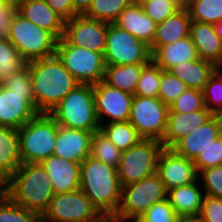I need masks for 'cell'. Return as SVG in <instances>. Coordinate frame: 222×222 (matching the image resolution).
<instances>
[{
  "mask_svg": "<svg viewBox=\"0 0 222 222\" xmlns=\"http://www.w3.org/2000/svg\"><path fill=\"white\" fill-rule=\"evenodd\" d=\"M32 94L39 113H49L72 89L80 84L55 54L27 63Z\"/></svg>",
  "mask_w": 222,
  "mask_h": 222,
  "instance_id": "1",
  "label": "cell"
},
{
  "mask_svg": "<svg viewBox=\"0 0 222 222\" xmlns=\"http://www.w3.org/2000/svg\"><path fill=\"white\" fill-rule=\"evenodd\" d=\"M79 189L106 219L119 209L122 186L116 167L89 155L80 163Z\"/></svg>",
  "mask_w": 222,
  "mask_h": 222,
  "instance_id": "2",
  "label": "cell"
},
{
  "mask_svg": "<svg viewBox=\"0 0 222 222\" xmlns=\"http://www.w3.org/2000/svg\"><path fill=\"white\" fill-rule=\"evenodd\" d=\"M54 195L51 181L41 163H21L10 176L8 196L40 217Z\"/></svg>",
  "mask_w": 222,
  "mask_h": 222,
  "instance_id": "3",
  "label": "cell"
},
{
  "mask_svg": "<svg viewBox=\"0 0 222 222\" xmlns=\"http://www.w3.org/2000/svg\"><path fill=\"white\" fill-rule=\"evenodd\" d=\"M48 114L62 127L100 130L92 84H78Z\"/></svg>",
  "mask_w": 222,
  "mask_h": 222,
  "instance_id": "4",
  "label": "cell"
},
{
  "mask_svg": "<svg viewBox=\"0 0 222 222\" xmlns=\"http://www.w3.org/2000/svg\"><path fill=\"white\" fill-rule=\"evenodd\" d=\"M58 124L48 113H38L18 129L21 163H41L54 153Z\"/></svg>",
  "mask_w": 222,
  "mask_h": 222,
  "instance_id": "5",
  "label": "cell"
},
{
  "mask_svg": "<svg viewBox=\"0 0 222 222\" xmlns=\"http://www.w3.org/2000/svg\"><path fill=\"white\" fill-rule=\"evenodd\" d=\"M167 199V190L159 175L154 173L139 182L122 186L121 202L111 218L116 222H135L151 205Z\"/></svg>",
  "mask_w": 222,
  "mask_h": 222,
  "instance_id": "6",
  "label": "cell"
},
{
  "mask_svg": "<svg viewBox=\"0 0 222 222\" xmlns=\"http://www.w3.org/2000/svg\"><path fill=\"white\" fill-rule=\"evenodd\" d=\"M7 39L27 63L55 55L58 41L52 33L25 19L18 12L12 19Z\"/></svg>",
  "mask_w": 222,
  "mask_h": 222,
  "instance_id": "7",
  "label": "cell"
},
{
  "mask_svg": "<svg viewBox=\"0 0 222 222\" xmlns=\"http://www.w3.org/2000/svg\"><path fill=\"white\" fill-rule=\"evenodd\" d=\"M163 145L156 139H141L136 145L122 151L117 173L121 186L139 182L156 173Z\"/></svg>",
  "mask_w": 222,
  "mask_h": 222,
  "instance_id": "8",
  "label": "cell"
},
{
  "mask_svg": "<svg viewBox=\"0 0 222 222\" xmlns=\"http://www.w3.org/2000/svg\"><path fill=\"white\" fill-rule=\"evenodd\" d=\"M55 54L80 84L94 85L103 81L105 62L102 53L70 45L62 37L57 41Z\"/></svg>",
  "mask_w": 222,
  "mask_h": 222,
  "instance_id": "9",
  "label": "cell"
},
{
  "mask_svg": "<svg viewBox=\"0 0 222 222\" xmlns=\"http://www.w3.org/2000/svg\"><path fill=\"white\" fill-rule=\"evenodd\" d=\"M106 218L80 190L55 194L41 222H103Z\"/></svg>",
  "mask_w": 222,
  "mask_h": 222,
  "instance_id": "10",
  "label": "cell"
},
{
  "mask_svg": "<svg viewBox=\"0 0 222 222\" xmlns=\"http://www.w3.org/2000/svg\"><path fill=\"white\" fill-rule=\"evenodd\" d=\"M103 56L105 65L147 64L152 60L150 46L113 23L107 24Z\"/></svg>",
  "mask_w": 222,
  "mask_h": 222,
  "instance_id": "11",
  "label": "cell"
},
{
  "mask_svg": "<svg viewBox=\"0 0 222 222\" xmlns=\"http://www.w3.org/2000/svg\"><path fill=\"white\" fill-rule=\"evenodd\" d=\"M169 107L158 97H133L129 122L143 139L161 141L167 128Z\"/></svg>",
  "mask_w": 222,
  "mask_h": 222,
  "instance_id": "12",
  "label": "cell"
},
{
  "mask_svg": "<svg viewBox=\"0 0 222 222\" xmlns=\"http://www.w3.org/2000/svg\"><path fill=\"white\" fill-rule=\"evenodd\" d=\"M93 93L100 125L105 124V119H109L106 123L129 121L134 95L111 87L103 81L93 85Z\"/></svg>",
  "mask_w": 222,
  "mask_h": 222,
  "instance_id": "13",
  "label": "cell"
},
{
  "mask_svg": "<svg viewBox=\"0 0 222 222\" xmlns=\"http://www.w3.org/2000/svg\"><path fill=\"white\" fill-rule=\"evenodd\" d=\"M107 24L104 21L77 15L65 22L63 38L70 45L103 54L106 46Z\"/></svg>",
  "mask_w": 222,
  "mask_h": 222,
  "instance_id": "14",
  "label": "cell"
},
{
  "mask_svg": "<svg viewBox=\"0 0 222 222\" xmlns=\"http://www.w3.org/2000/svg\"><path fill=\"white\" fill-rule=\"evenodd\" d=\"M39 112L32 93H17L0 84V127L18 130Z\"/></svg>",
  "mask_w": 222,
  "mask_h": 222,
  "instance_id": "15",
  "label": "cell"
},
{
  "mask_svg": "<svg viewBox=\"0 0 222 222\" xmlns=\"http://www.w3.org/2000/svg\"><path fill=\"white\" fill-rule=\"evenodd\" d=\"M156 173L164 183L166 190L191 184L198 179L193 160L177 154L172 148H163L161 151Z\"/></svg>",
  "mask_w": 222,
  "mask_h": 222,
  "instance_id": "16",
  "label": "cell"
},
{
  "mask_svg": "<svg viewBox=\"0 0 222 222\" xmlns=\"http://www.w3.org/2000/svg\"><path fill=\"white\" fill-rule=\"evenodd\" d=\"M222 135V117L213 115L206 123L180 139L172 149L187 159L194 160L213 140Z\"/></svg>",
  "mask_w": 222,
  "mask_h": 222,
  "instance_id": "17",
  "label": "cell"
},
{
  "mask_svg": "<svg viewBox=\"0 0 222 222\" xmlns=\"http://www.w3.org/2000/svg\"><path fill=\"white\" fill-rule=\"evenodd\" d=\"M49 177L54 194H63L79 189L80 163L51 155L41 162Z\"/></svg>",
  "mask_w": 222,
  "mask_h": 222,
  "instance_id": "18",
  "label": "cell"
},
{
  "mask_svg": "<svg viewBox=\"0 0 222 222\" xmlns=\"http://www.w3.org/2000/svg\"><path fill=\"white\" fill-rule=\"evenodd\" d=\"M94 132L58 125L53 155L81 163L90 155L91 137Z\"/></svg>",
  "mask_w": 222,
  "mask_h": 222,
  "instance_id": "19",
  "label": "cell"
},
{
  "mask_svg": "<svg viewBox=\"0 0 222 222\" xmlns=\"http://www.w3.org/2000/svg\"><path fill=\"white\" fill-rule=\"evenodd\" d=\"M213 116L205 108L191 113H168L167 128L160 141L164 148H172L180 139L204 125Z\"/></svg>",
  "mask_w": 222,
  "mask_h": 222,
  "instance_id": "20",
  "label": "cell"
},
{
  "mask_svg": "<svg viewBox=\"0 0 222 222\" xmlns=\"http://www.w3.org/2000/svg\"><path fill=\"white\" fill-rule=\"evenodd\" d=\"M200 183L197 179L191 184L167 190V200L179 218H197L200 214L204 197Z\"/></svg>",
  "mask_w": 222,
  "mask_h": 222,
  "instance_id": "21",
  "label": "cell"
},
{
  "mask_svg": "<svg viewBox=\"0 0 222 222\" xmlns=\"http://www.w3.org/2000/svg\"><path fill=\"white\" fill-rule=\"evenodd\" d=\"M189 36L199 58L213 63L216 67L222 63V41L213 24L191 21Z\"/></svg>",
  "mask_w": 222,
  "mask_h": 222,
  "instance_id": "22",
  "label": "cell"
},
{
  "mask_svg": "<svg viewBox=\"0 0 222 222\" xmlns=\"http://www.w3.org/2000/svg\"><path fill=\"white\" fill-rule=\"evenodd\" d=\"M113 24L126 30L148 46L152 45L157 23L143 12L141 5L130 4L120 13Z\"/></svg>",
  "mask_w": 222,
  "mask_h": 222,
  "instance_id": "23",
  "label": "cell"
},
{
  "mask_svg": "<svg viewBox=\"0 0 222 222\" xmlns=\"http://www.w3.org/2000/svg\"><path fill=\"white\" fill-rule=\"evenodd\" d=\"M191 17L184 5L163 22L157 24L155 37L150 46L151 53L158 47L171 44L189 36Z\"/></svg>",
  "mask_w": 222,
  "mask_h": 222,
  "instance_id": "24",
  "label": "cell"
},
{
  "mask_svg": "<svg viewBox=\"0 0 222 222\" xmlns=\"http://www.w3.org/2000/svg\"><path fill=\"white\" fill-rule=\"evenodd\" d=\"M17 12L38 27L52 33L58 40L63 37L65 21L45 0H28Z\"/></svg>",
  "mask_w": 222,
  "mask_h": 222,
  "instance_id": "25",
  "label": "cell"
},
{
  "mask_svg": "<svg viewBox=\"0 0 222 222\" xmlns=\"http://www.w3.org/2000/svg\"><path fill=\"white\" fill-rule=\"evenodd\" d=\"M199 58L190 36L171 44L158 47L152 53V60L163 70L169 71L177 64Z\"/></svg>",
  "mask_w": 222,
  "mask_h": 222,
  "instance_id": "26",
  "label": "cell"
},
{
  "mask_svg": "<svg viewBox=\"0 0 222 222\" xmlns=\"http://www.w3.org/2000/svg\"><path fill=\"white\" fill-rule=\"evenodd\" d=\"M216 70L217 67L213 63L197 58L177 64L169 72L181 79L188 88L203 91L209 78Z\"/></svg>",
  "mask_w": 222,
  "mask_h": 222,
  "instance_id": "27",
  "label": "cell"
},
{
  "mask_svg": "<svg viewBox=\"0 0 222 222\" xmlns=\"http://www.w3.org/2000/svg\"><path fill=\"white\" fill-rule=\"evenodd\" d=\"M145 65H105L103 82L134 95L142 68Z\"/></svg>",
  "mask_w": 222,
  "mask_h": 222,
  "instance_id": "28",
  "label": "cell"
},
{
  "mask_svg": "<svg viewBox=\"0 0 222 222\" xmlns=\"http://www.w3.org/2000/svg\"><path fill=\"white\" fill-rule=\"evenodd\" d=\"M20 165L18 130L0 127V169L10 177Z\"/></svg>",
  "mask_w": 222,
  "mask_h": 222,
  "instance_id": "29",
  "label": "cell"
},
{
  "mask_svg": "<svg viewBox=\"0 0 222 222\" xmlns=\"http://www.w3.org/2000/svg\"><path fill=\"white\" fill-rule=\"evenodd\" d=\"M100 131L121 151L128 150L143 139L129 121L100 125Z\"/></svg>",
  "mask_w": 222,
  "mask_h": 222,
  "instance_id": "30",
  "label": "cell"
},
{
  "mask_svg": "<svg viewBox=\"0 0 222 222\" xmlns=\"http://www.w3.org/2000/svg\"><path fill=\"white\" fill-rule=\"evenodd\" d=\"M191 21L216 24L222 19V0H185Z\"/></svg>",
  "mask_w": 222,
  "mask_h": 222,
  "instance_id": "31",
  "label": "cell"
},
{
  "mask_svg": "<svg viewBox=\"0 0 222 222\" xmlns=\"http://www.w3.org/2000/svg\"><path fill=\"white\" fill-rule=\"evenodd\" d=\"M122 151L119 150L100 130L91 137L90 156L107 165L118 167Z\"/></svg>",
  "mask_w": 222,
  "mask_h": 222,
  "instance_id": "32",
  "label": "cell"
},
{
  "mask_svg": "<svg viewBox=\"0 0 222 222\" xmlns=\"http://www.w3.org/2000/svg\"><path fill=\"white\" fill-rule=\"evenodd\" d=\"M130 4V0H92L84 16L106 23H113Z\"/></svg>",
  "mask_w": 222,
  "mask_h": 222,
  "instance_id": "33",
  "label": "cell"
},
{
  "mask_svg": "<svg viewBox=\"0 0 222 222\" xmlns=\"http://www.w3.org/2000/svg\"><path fill=\"white\" fill-rule=\"evenodd\" d=\"M27 62L7 38H0V80L20 72Z\"/></svg>",
  "mask_w": 222,
  "mask_h": 222,
  "instance_id": "34",
  "label": "cell"
},
{
  "mask_svg": "<svg viewBox=\"0 0 222 222\" xmlns=\"http://www.w3.org/2000/svg\"><path fill=\"white\" fill-rule=\"evenodd\" d=\"M161 81V68L151 60L141 71L134 95L140 97H158Z\"/></svg>",
  "mask_w": 222,
  "mask_h": 222,
  "instance_id": "35",
  "label": "cell"
},
{
  "mask_svg": "<svg viewBox=\"0 0 222 222\" xmlns=\"http://www.w3.org/2000/svg\"><path fill=\"white\" fill-rule=\"evenodd\" d=\"M0 222H41V217L5 196L0 197Z\"/></svg>",
  "mask_w": 222,
  "mask_h": 222,
  "instance_id": "36",
  "label": "cell"
},
{
  "mask_svg": "<svg viewBox=\"0 0 222 222\" xmlns=\"http://www.w3.org/2000/svg\"><path fill=\"white\" fill-rule=\"evenodd\" d=\"M185 5V0H150L141 5L143 12L159 24Z\"/></svg>",
  "mask_w": 222,
  "mask_h": 222,
  "instance_id": "37",
  "label": "cell"
},
{
  "mask_svg": "<svg viewBox=\"0 0 222 222\" xmlns=\"http://www.w3.org/2000/svg\"><path fill=\"white\" fill-rule=\"evenodd\" d=\"M205 108L203 91L187 88L169 106L168 113H191Z\"/></svg>",
  "mask_w": 222,
  "mask_h": 222,
  "instance_id": "38",
  "label": "cell"
},
{
  "mask_svg": "<svg viewBox=\"0 0 222 222\" xmlns=\"http://www.w3.org/2000/svg\"><path fill=\"white\" fill-rule=\"evenodd\" d=\"M205 106L213 115L222 117V72L218 69L203 89Z\"/></svg>",
  "mask_w": 222,
  "mask_h": 222,
  "instance_id": "39",
  "label": "cell"
},
{
  "mask_svg": "<svg viewBox=\"0 0 222 222\" xmlns=\"http://www.w3.org/2000/svg\"><path fill=\"white\" fill-rule=\"evenodd\" d=\"M188 87L178 77L172 75L169 71L161 69V81L158 92V98L168 107L181 95Z\"/></svg>",
  "mask_w": 222,
  "mask_h": 222,
  "instance_id": "40",
  "label": "cell"
},
{
  "mask_svg": "<svg viewBox=\"0 0 222 222\" xmlns=\"http://www.w3.org/2000/svg\"><path fill=\"white\" fill-rule=\"evenodd\" d=\"M199 173L203 169L222 165V135L213 140L210 145L193 160Z\"/></svg>",
  "mask_w": 222,
  "mask_h": 222,
  "instance_id": "41",
  "label": "cell"
},
{
  "mask_svg": "<svg viewBox=\"0 0 222 222\" xmlns=\"http://www.w3.org/2000/svg\"><path fill=\"white\" fill-rule=\"evenodd\" d=\"M198 179L202 181L204 195L222 198V165L201 170Z\"/></svg>",
  "mask_w": 222,
  "mask_h": 222,
  "instance_id": "42",
  "label": "cell"
},
{
  "mask_svg": "<svg viewBox=\"0 0 222 222\" xmlns=\"http://www.w3.org/2000/svg\"><path fill=\"white\" fill-rule=\"evenodd\" d=\"M179 219L170 202L165 199L153 204L135 222H176Z\"/></svg>",
  "mask_w": 222,
  "mask_h": 222,
  "instance_id": "43",
  "label": "cell"
},
{
  "mask_svg": "<svg viewBox=\"0 0 222 222\" xmlns=\"http://www.w3.org/2000/svg\"><path fill=\"white\" fill-rule=\"evenodd\" d=\"M2 85L10 91L17 93H32V80L29 67L20 72L11 74L2 81Z\"/></svg>",
  "mask_w": 222,
  "mask_h": 222,
  "instance_id": "44",
  "label": "cell"
},
{
  "mask_svg": "<svg viewBox=\"0 0 222 222\" xmlns=\"http://www.w3.org/2000/svg\"><path fill=\"white\" fill-rule=\"evenodd\" d=\"M197 218L201 222H222V198L204 195Z\"/></svg>",
  "mask_w": 222,
  "mask_h": 222,
  "instance_id": "45",
  "label": "cell"
},
{
  "mask_svg": "<svg viewBox=\"0 0 222 222\" xmlns=\"http://www.w3.org/2000/svg\"><path fill=\"white\" fill-rule=\"evenodd\" d=\"M45 2L65 22L77 16L73 9L72 0H45Z\"/></svg>",
  "mask_w": 222,
  "mask_h": 222,
  "instance_id": "46",
  "label": "cell"
},
{
  "mask_svg": "<svg viewBox=\"0 0 222 222\" xmlns=\"http://www.w3.org/2000/svg\"><path fill=\"white\" fill-rule=\"evenodd\" d=\"M16 12V9L0 0V38H8L9 27Z\"/></svg>",
  "mask_w": 222,
  "mask_h": 222,
  "instance_id": "47",
  "label": "cell"
},
{
  "mask_svg": "<svg viewBox=\"0 0 222 222\" xmlns=\"http://www.w3.org/2000/svg\"><path fill=\"white\" fill-rule=\"evenodd\" d=\"M92 0H72L74 12L77 15H84L91 5Z\"/></svg>",
  "mask_w": 222,
  "mask_h": 222,
  "instance_id": "48",
  "label": "cell"
},
{
  "mask_svg": "<svg viewBox=\"0 0 222 222\" xmlns=\"http://www.w3.org/2000/svg\"><path fill=\"white\" fill-rule=\"evenodd\" d=\"M10 177L0 169V197L8 196Z\"/></svg>",
  "mask_w": 222,
  "mask_h": 222,
  "instance_id": "49",
  "label": "cell"
},
{
  "mask_svg": "<svg viewBox=\"0 0 222 222\" xmlns=\"http://www.w3.org/2000/svg\"><path fill=\"white\" fill-rule=\"evenodd\" d=\"M9 7L19 9L28 0H3Z\"/></svg>",
  "mask_w": 222,
  "mask_h": 222,
  "instance_id": "50",
  "label": "cell"
},
{
  "mask_svg": "<svg viewBox=\"0 0 222 222\" xmlns=\"http://www.w3.org/2000/svg\"><path fill=\"white\" fill-rule=\"evenodd\" d=\"M214 28H215L217 36L222 41V19L219 22H217L216 24H214Z\"/></svg>",
  "mask_w": 222,
  "mask_h": 222,
  "instance_id": "51",
  "label": "cell"
},
{
  "mask_svg": "<svg viewBox=\"0 0 222 222\" xmlns=\"http://www.w3.org/2000/svg\"><path fill=\"white\" fill-rule=\"evenodd\" d=\"M176 222H201L198 218H179Z\"/></svg>",
  "mask_w": 222,
  "mask_h": 222,
  "instance_id": "52",
  "label": "cell"
},
{
  "mask_svg": "<svg viewBox=\"0 0 222 222\" xmlns=\"http://www.w3.org/2000/svg\"><path fill=\"white\" fill-rule=\"evenodd\" d=\"M150 1V0H130L131 4L133 5H142L143 3Z\"/></svg>",
  "mask_w": 222,
  "mask_h": 222,
  "instance_id": "53",
  "label": "cell"
},
{
  "mask_svg": "<svg viewBox=\"0 0 222 222\" xmlns=\"http://www.w3.org/2000/svg\"><path fill=\"white\" fill-rule=\"evenodd\" d=\"M103 222H116V221H114L110 218V219H105Z\"/></svg>",
  "mask_w": 222,
  "mask_h": 222,
  "instance_id": "54",
  "label": "cell"
},
{
  "mask_svg": "<svg viewBox=\"0 0 222 222\" xmlns=\"http://www.w3.org/2000/svg\"><path fill=\"white\" fill-rule=\"evenodd\" d=\"M217 69L220 71V72H222V63L217 67Z\"/></svg>",
  "mask_w": 222,
  "mask_h": 222,
  "instance_id": "55",
  "label": "cell"
}]
</instances>
